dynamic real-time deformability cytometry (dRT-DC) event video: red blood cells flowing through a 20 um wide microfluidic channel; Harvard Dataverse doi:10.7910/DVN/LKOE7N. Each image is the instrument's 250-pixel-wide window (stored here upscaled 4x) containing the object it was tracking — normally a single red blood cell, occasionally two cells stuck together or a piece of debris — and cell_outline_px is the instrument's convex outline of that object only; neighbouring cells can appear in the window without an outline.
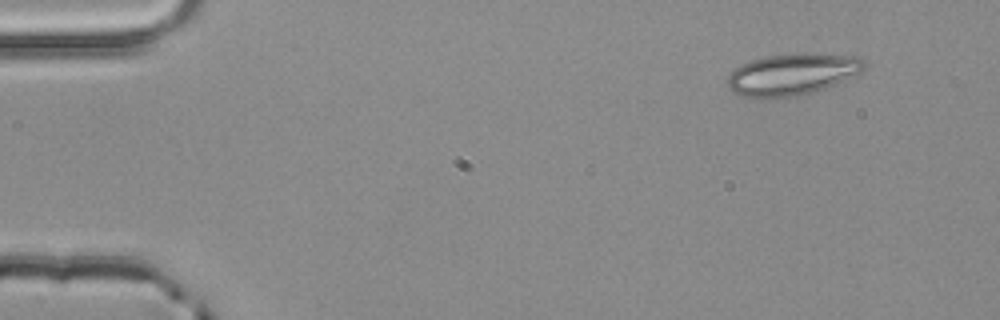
{"species": "common noctule bat (a hibernating species)", "species_latin": "Nyctalus noctula", "temperature_condition": "room temperature", "stored_images_in_passage": 3, "camera_frame_rate_fps": 3000, "um_per_image_px": 0.085, "animal": {"sex": "male", "body_mass_g": 20.4}, "frame": {"image": 1, "passage_image": 1, "time_ms": 0.0, "image_size_px": [1000, 320], "cell_outline_px": [[868, 64], [856, 76], [824, 88], [812, 92], [792, 96], [760, 100], [744, 96], [728, 88], [724, 80], [740, 64], [752, 60], [768, 56], [860, 56]], "centroid_in_image_um": [67.29, 6.38], "position_along_channel_um": 17.7, "area_um2": 32.37}}